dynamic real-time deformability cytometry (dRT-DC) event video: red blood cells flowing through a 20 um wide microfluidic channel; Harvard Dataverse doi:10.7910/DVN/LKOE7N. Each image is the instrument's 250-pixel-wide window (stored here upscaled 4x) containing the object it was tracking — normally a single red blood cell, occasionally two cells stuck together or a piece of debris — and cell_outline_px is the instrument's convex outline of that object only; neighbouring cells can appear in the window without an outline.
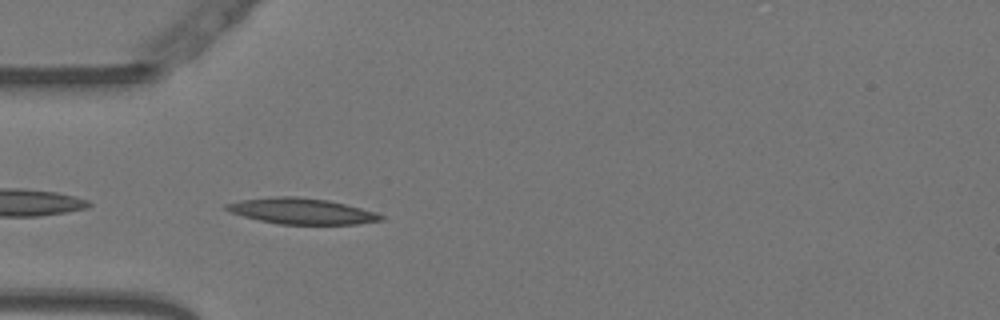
{"species": "Egyptian fruit bat (a non-hibernating species)", "species_latin": "Rousettus aegyptiacus", "temperature_condition": "warm", "stored_images_in_passage": 30, "camera_frame_rate_fps": 3000, "um_per_image_px": 0.085, "animal": {"sex": "female"}, "frame": {"image": 1, "passage_image": 2, "time_ms": 0.333, "image_size_px": [1000, 320], "cell_outline_px": [[384, 220], [356, 224], [280, 224], [260, 220], [244, 216], [232, 212], [224, 208], [224, 204], [240, 200], [276, 196], [296, 196], [328, 200], [376, 212], [384, 216]], "centroid_in_image_um": [25.65, 17.94], "position_along_channel_um": 59.4, "area_um2": 23.12}}
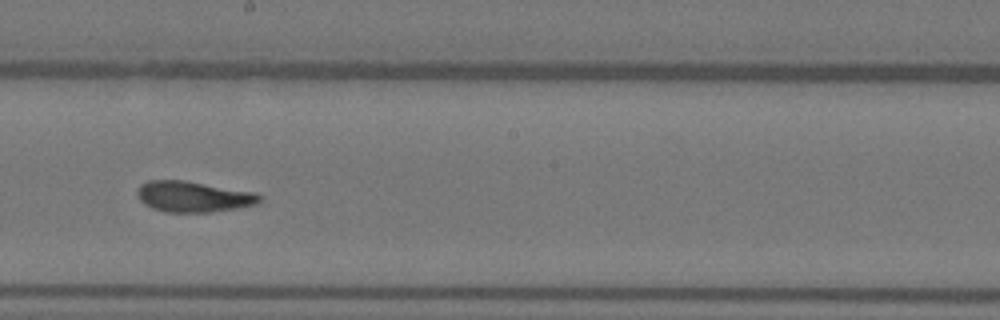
{"frame": {"image": 2, "passage_image": 16, "time_ms": 5.0, "image_size_px": [1000, 320], "cell_outline_px": [[260, 200], [256, 204], [236, 208], [208, 212], [168, 212], [152, 208], [144, 204], [140, 200], [136, 192], [140, 184], [148, 180], [184, 180], [256, 192], [260, 196]], "centroid_in_image_um": [16.4, 16.7], "position_along_channel_um": 231.8, "area_um2": 21.91}}
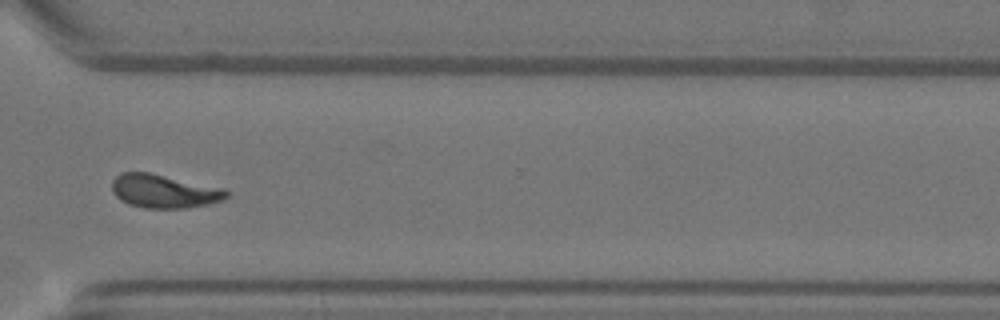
{"frame": {"image": 3, "passage_image": 26, "time_ms": 8.333, "image_size_px": [1000, 320], "cell_outline_px": [[228, 196], [224, 200], [208, 204], [184, 208], [144, 208], [128, 204], [120, 200], [112, 192], [112, 180], [120, 172], [148, 172], [224, 188], [228, 192]], "centroid_in_image_um": [13.92, 16.25], "position_along_channel_um": 356.7, "area_um2": 22.43}, "authors_computed_cell_mechanics": {"area_um2": 21.8484, "velocity_mm_per_s": 3.7468, "shape_relaxation_time_tau1_ms": 4.4691, "shape_relaxation_time_tau2_ms": 1.4672, "deformation_change_tau1": 0.1882, "deformation_change_tau2": 0.0859}}